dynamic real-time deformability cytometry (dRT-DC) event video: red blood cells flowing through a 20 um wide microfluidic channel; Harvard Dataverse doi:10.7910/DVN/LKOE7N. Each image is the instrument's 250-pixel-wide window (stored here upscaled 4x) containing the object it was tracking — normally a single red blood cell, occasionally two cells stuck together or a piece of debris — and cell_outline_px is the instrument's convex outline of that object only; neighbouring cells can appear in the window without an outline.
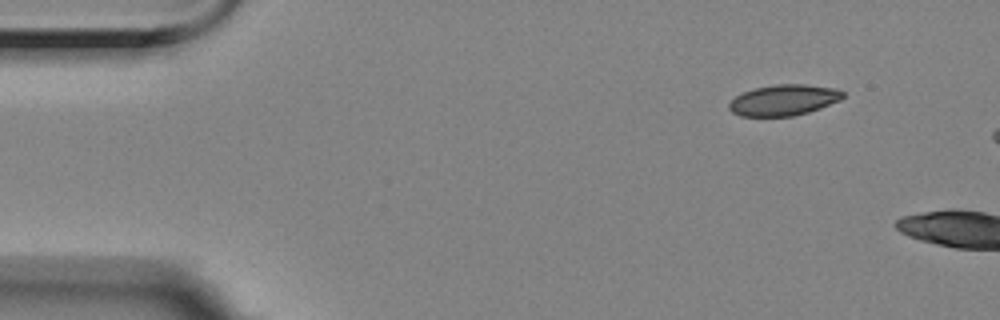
{"species": "Egyptian fruit bat (a non-hibernating species)", "species_latin": "Rousettus aegyptiacus", "temperature_condition": "room temperature", "stored_images_in_passage": 5, "camera_frame_rate_fps": 3000, "um_per_image_px": 0.085, "animal": {"sex": "female"}, "frame": {"image": 1, "passage_image": 1, "time_ms": 0.0, "image_size_px": [1000, 320], "cell_outline_px": [[844, 96], [840, 100], [820, 108], [808, 112], [792, 116], [740, 116], [732, 112], [728, 108], [728, 104], [736, 96], [744, 92], [756, 88], [776, 84], [804, 84], [836, 88], [844, 92]], "centroid_in_image_um": [66.62, 8.5], "position_along_channel_um": 18.4, "area_um2": 20.4}}